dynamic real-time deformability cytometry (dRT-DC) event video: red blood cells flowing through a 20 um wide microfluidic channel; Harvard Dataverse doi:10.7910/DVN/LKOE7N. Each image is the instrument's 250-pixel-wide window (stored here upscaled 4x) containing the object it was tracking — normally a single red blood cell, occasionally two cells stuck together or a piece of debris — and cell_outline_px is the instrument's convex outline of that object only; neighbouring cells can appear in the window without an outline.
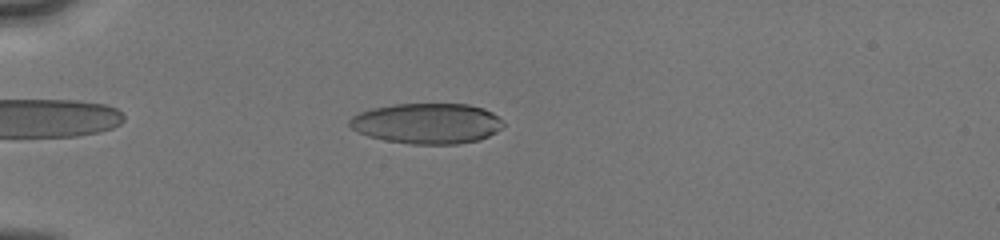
{"species": "human", "species_latin": "Homo sapiens", "temperature_condition": "cold", "stored_images_in_passage": 20, "camera_frame_rate_fps": 3000, "um_per_image_px": 0.085, "donor": {"sex": "male"}, "frame": {"image": 1, "passage_image": 8, "time_ms": 4.667, "image_size_px": [1000, 240], "cell_outline_px": [[504, 124], [496, 132], [480, 140], [456, 144], [412, 144], [384, 140], [368, 136], [352, 128], [348, 124], [348, 120], [352, 116], [360, 112], [372, 108], [396, 104], [468, 104], [484, 108], [492, 112], [504, 120]], "centroid_in_image_um": [36.32, 10.49], "position_along_channel_um": 48.7, "area_um2": 36.41}}
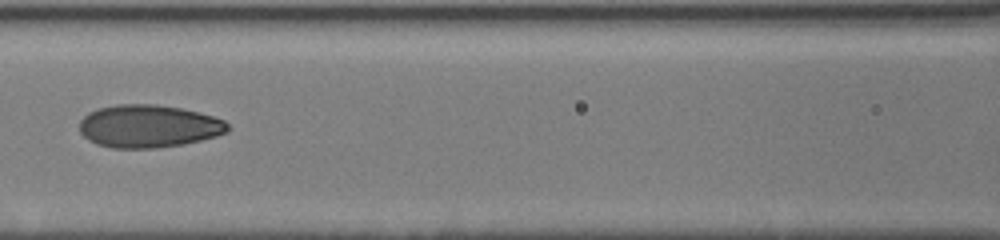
{"frame": {"image": 2, "passage_image": 13, "time_ms": 8.0, "image_size_px": [1000, 240], "cell_outline_px": [[228, 132], [216, 136], [184, 144], [156, 148], [112, 148], [96, 144], [88, 140], [80, 132], [80, 120], [88, 112], [100, 108], [116, 104], [156, 104], [180, 108], [212, 116], [224, 120], [228, 124]], "centroid_in_image_um": [12.6, 10.73], "position_along_channel_um": 154.0, "area_um2": 36.93}}
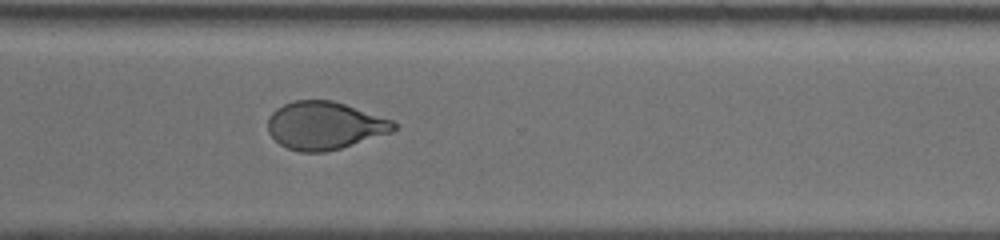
{"frame": {"image": 3, "passage_image": 20, "time_ms": 12.667, "image_size_px": [1000, 240], "cell_outline_px": [[400, 124], [392, 132], [340, 148], [324, 152], [300, 152], [288, 148], [280, 144], [268, 132], [268, 116], [276, 108], [284, 104], [296, 100], [332, 100], [392, 120]], "centroid_in_image_um": [27.58, 10.67], "position_along_channel_um": 343.0, "area_um2": 34.91}}